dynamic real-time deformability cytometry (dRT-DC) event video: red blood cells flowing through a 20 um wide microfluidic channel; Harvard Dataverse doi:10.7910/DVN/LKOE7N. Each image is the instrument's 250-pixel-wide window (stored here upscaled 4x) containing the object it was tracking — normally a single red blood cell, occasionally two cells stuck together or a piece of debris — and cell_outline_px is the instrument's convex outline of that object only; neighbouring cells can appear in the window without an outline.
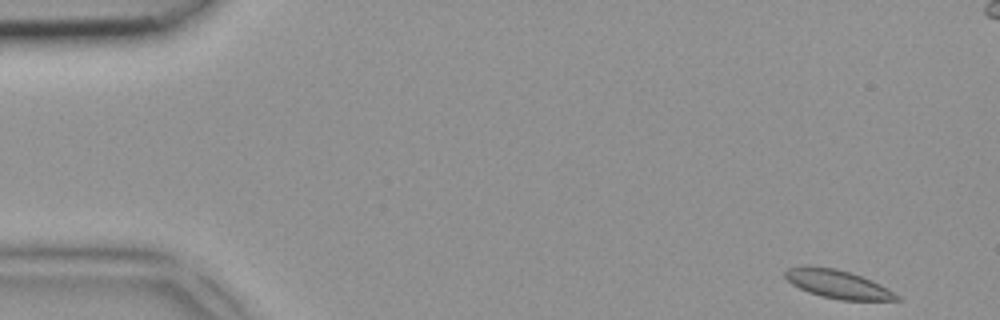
{"species": "common noctule bat (a hibernating species)", "species_latin": "Nyctalus noctula", "temperature_condition": "room temperature", "stored_images_in_passage": 4, "camera_frame_rate_fps": 3000, "um_per_image_px": 0.085, "animal": {"sex": "female", "body_mass_g": 18.4}, "frame": {"image": 1, "passage_image": 1, "time_ms": 0.0, "image_size_px": [1000, 320], "cell_outline_px": [[904, 300], [840, 300], [820, 296], [808, 292], [792, 284], [784, 276], [784, 272], [788, 268], [804, 264], [808, 264], [836, 268], [860, 276], [880, 284], [900, 296]], "centroid_in_image_um": [71.16, 24.13], "position_along_channel_um": 13.8, "area_um2": 18.61}}